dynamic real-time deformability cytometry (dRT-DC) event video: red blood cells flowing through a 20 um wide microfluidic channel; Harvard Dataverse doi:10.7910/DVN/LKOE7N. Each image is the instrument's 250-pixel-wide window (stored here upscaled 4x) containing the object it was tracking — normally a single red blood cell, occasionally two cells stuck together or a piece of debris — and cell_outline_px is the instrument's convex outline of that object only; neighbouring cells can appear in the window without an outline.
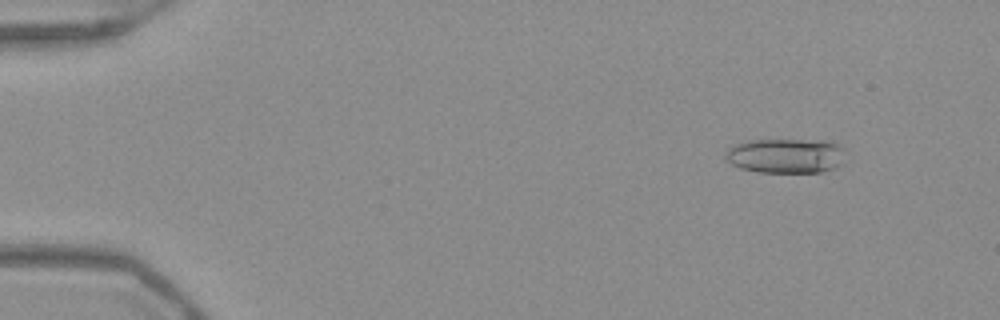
{"species": "Egyptian fruit bat (a non-hibernating species)", "species_latin": "Rousettus aegyptiacus", "temperature_condition": "warm", "stored_images_in_passage": 18, "camera_frame_rate_fps": 3000, "um_per_image_px": 0.085, "frame": {"image": 1, "passage_image": 6, "time_ms": 1.667, "image_size_px": [1000, 320], "cell_outline_px": [[840, 164], [836, 168], [820, 172], [756, 172], [740, 168], [732, 164], [724, 156], [728, 148], [732, 144], [744, 140], [832, 140], [840, 148]], "centroid_in_image_um": [66.7, 13.23], "position_along_channel_um": 18.3, "area_um2": 24.22}}
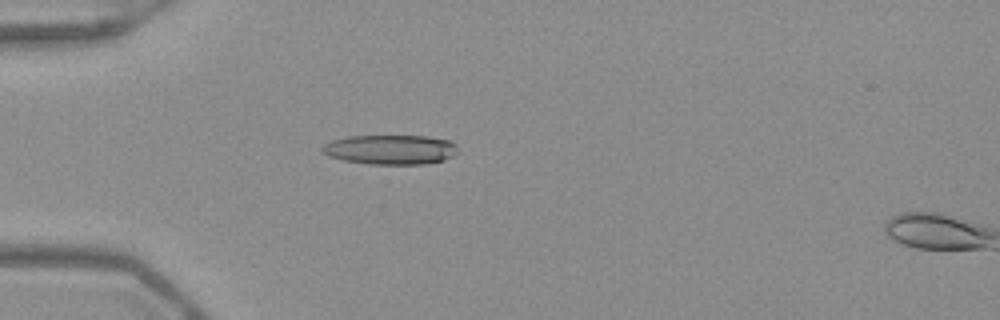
{"frame": {"image": 2, "passage_image": 16, "time_ms": 5.0, "image_size_px": [1000, 320], "cell_outline_px": [[460, 152], [444, 160], [424, 164], [368, 164], [344, 160], [328, 156], [320, 152], [320, 148], [324, 144], [332, 140], [348, 136], [428, 136], [452, 140], [456, 144]], "centroid_in_image_um": [33.21, 12.71], "position_along_channel_um": 51.8, "area_um2": 23.76}}